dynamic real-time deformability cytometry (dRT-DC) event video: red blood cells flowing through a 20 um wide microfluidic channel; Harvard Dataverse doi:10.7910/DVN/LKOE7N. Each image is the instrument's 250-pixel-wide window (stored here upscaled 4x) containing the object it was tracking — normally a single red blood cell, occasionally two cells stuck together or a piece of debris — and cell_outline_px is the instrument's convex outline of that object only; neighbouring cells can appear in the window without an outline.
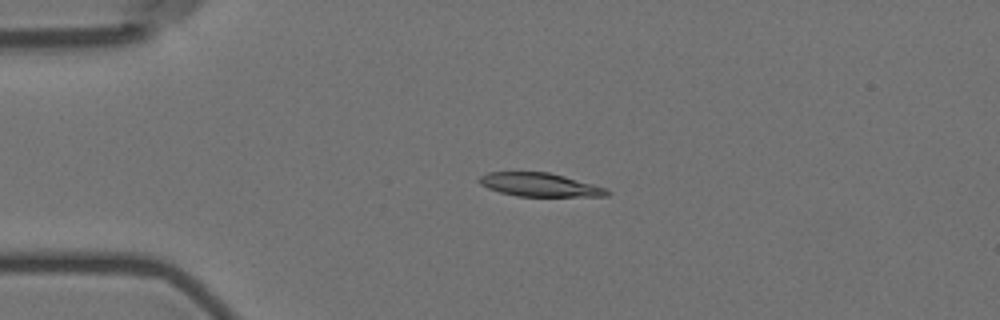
{"species": "Egyptian fruit bat (a non-hibernating species)", "species_latin": "Rousettus aegyptiacus", "temperature_condition": "room temperature", "stored_images_in_passage": 4, "camera_frame_rate_fps": 3000, "um_per_image_px": 0.085, "animal": {"sex": "female"}, "frame": {"image": 1, "passage_image": 4, "time_ms": 3.333, "image_size_px": [1000, 320], "cell_outline_px": [[612, 192], [608, 196], [516, 196], [500, 192], [488, 188], [480, 184], [476, 180], [480, 176], [488, 172], [548, 172], [564, 176], [608, 188]], "centroid_in_image_um": [45.88, 15.7], "position_along_channel_um": 39.1, "area_um2": 17.57}}